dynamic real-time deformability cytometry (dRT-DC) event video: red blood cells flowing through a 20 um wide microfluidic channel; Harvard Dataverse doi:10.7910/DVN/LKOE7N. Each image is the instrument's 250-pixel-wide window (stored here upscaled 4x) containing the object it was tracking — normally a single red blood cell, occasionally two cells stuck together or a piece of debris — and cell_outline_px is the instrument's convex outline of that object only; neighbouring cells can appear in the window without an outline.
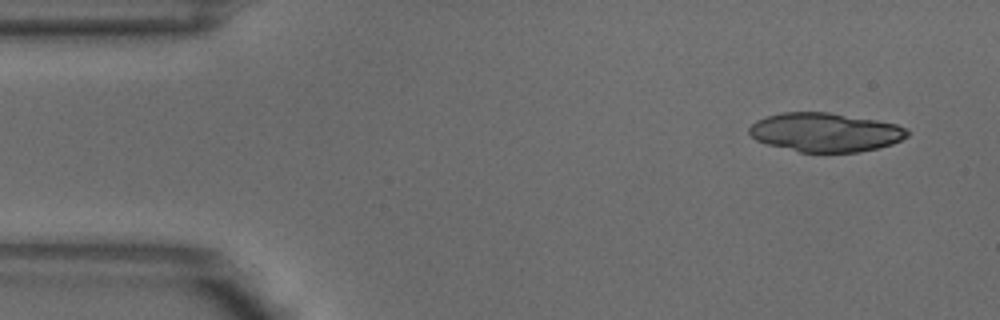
{"species": "common noctule bat (a hibernating species)", "species_latin": "Nyctalus noctula", "temperature_condition": "warm", "stored_images_in_passage": 4, "camera_frame_rate_fps": 3000, "um_per_image_px": 0.085, "animal": {"sex": "male", "body_mass_g": 18.8}, "frame": {"image": 1, "passage_image": 1, "time_ms": 0.0, "image_size_px": [1000, 320], "cell_outline_px": [[908, 136], [892, 144], [860, 152], [800, 152], [768, 144], [756, 140], [748, 132], [748, 128], [756, 120], [768, 116], [784, 112], [828, 112], [876, 120], [896, 124], [908, 128]], "centroid_in_image_um": [70.15, 11.24], "position_along_channel_um": 14.8, "area_um2": 35.72}}